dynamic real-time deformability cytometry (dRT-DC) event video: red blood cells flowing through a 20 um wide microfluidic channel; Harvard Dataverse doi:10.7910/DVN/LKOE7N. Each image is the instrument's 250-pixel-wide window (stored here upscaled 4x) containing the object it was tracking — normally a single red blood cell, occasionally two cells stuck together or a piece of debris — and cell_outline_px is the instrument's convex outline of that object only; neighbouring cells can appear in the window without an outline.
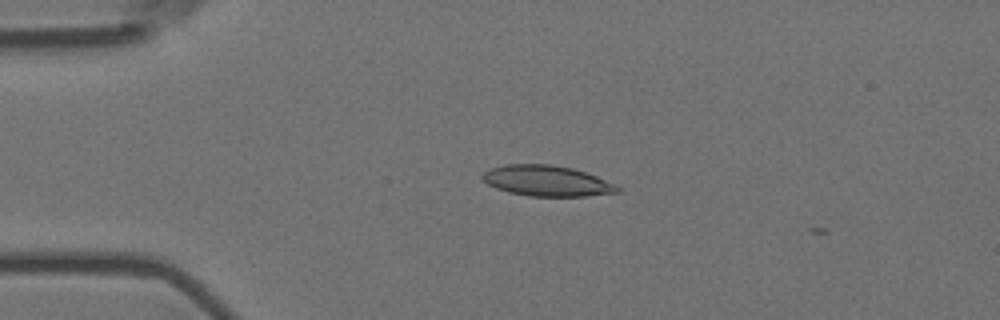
{"species": "Egyptian fruit bat (a non-hibernating species)", "species_latin": "Rousettus aegyptiacus", "temperature_condition": "room temperature", "stored_images_in_passage": 2, "camera_frame_rate_fps": 3000, "um_per_image_px": 0.085, "animal": {"sex": "female"}, "frame": {"image": 1, "passage_image": 1, "time_ms": 0.0, "image_size_px": [1000, 320], "cell_outline_px": [[620, 192], [584, 196], [528, 196], [508, 192], [496, 188], [488, 184], [480, 176], [488, 168], [504, 164], [552, 164], [572, 168], [596, 176], [616, 184], [620, 188]], "centroid_in_image_um": [46.45, 15.36], "position_along_channel_um": 38.5, "area_um2": 24.22}}